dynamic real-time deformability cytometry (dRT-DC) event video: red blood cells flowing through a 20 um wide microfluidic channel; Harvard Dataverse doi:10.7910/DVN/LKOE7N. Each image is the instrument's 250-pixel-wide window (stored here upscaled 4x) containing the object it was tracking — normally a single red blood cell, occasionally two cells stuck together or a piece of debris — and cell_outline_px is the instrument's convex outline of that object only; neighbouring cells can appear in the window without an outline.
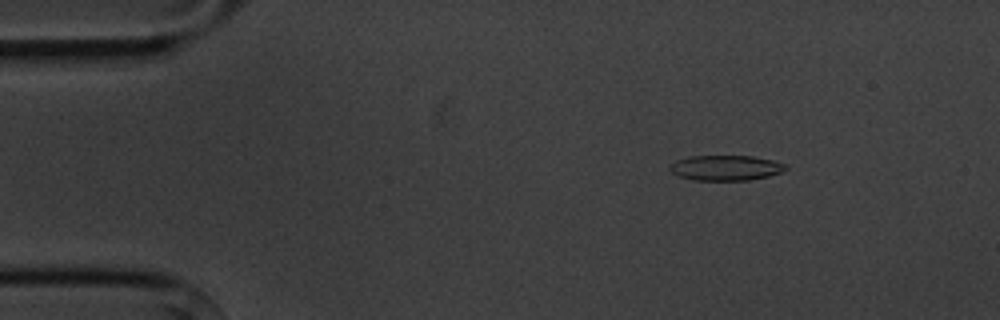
{"species": "common noctule bat (a hibernating species)", "species_latin": "Nyctalus noctula", "temperature_condition": "cold", "stored_images_in_passage": 6, "camera_frame_rate_fps": 3000, "um_per_image_px": 0.085, "animal": {"sex": "male", "body_mass_g": 20.1, "forearm_length_mm": 53.5}, "frame": {"image": 1, "passage_image": 3, "time_ms": 2.333, "image_size_px": [1000, 320], "cell_outline_px": [[788, 168], [784, 172], [768, 176], [748, 180], [692, 180], [680, 176], [672, 172], [668, 168], [676, 160], [692, 156], [752, 156], [772, 160], [788, 164]], "centroid_in_image_um": [61.74, 14.27], "position_along_channel_um": 23.3, "area_um2": 17.05}}
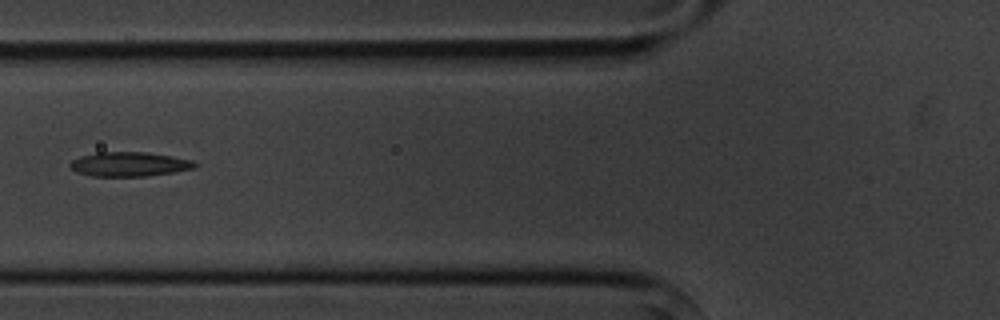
{"frame": {"image": 2, "passage_image": 6, "time_ms": 6.667, "image_size_px": [1000, 320], "cell_outline_px": [[196, 168], [148, 176], [92, 176], [76, 172], [68, 164], [72, 160], [80, 156], [96, 152], [148, 152], [172, 156], [192, 160], [196, 164]], "centroid_in_image_um": [10.97, 13.95], "position_along_channel_um": 114.8, "area_um2": 17.74}}